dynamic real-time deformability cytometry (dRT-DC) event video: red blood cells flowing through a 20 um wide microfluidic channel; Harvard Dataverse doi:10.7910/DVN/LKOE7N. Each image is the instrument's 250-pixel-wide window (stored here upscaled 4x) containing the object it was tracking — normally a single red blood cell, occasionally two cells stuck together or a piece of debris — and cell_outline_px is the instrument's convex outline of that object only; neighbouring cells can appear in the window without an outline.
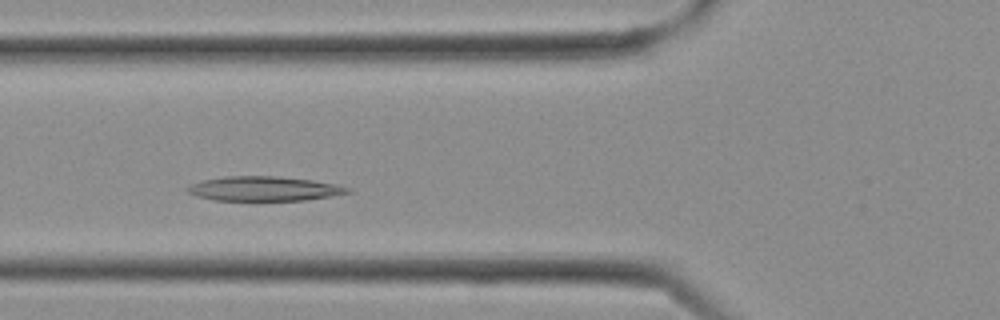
{"species": "Egyptian fruit bat (a non-hibernating species)", "species_latin": "Rousettus aegyptiacus", "temperature_condition": "cold", "stored_images_in_passage": 25, "camera_frame_rate_fps": 3000, "um_per_image_px": 0.085, "frame": {"image": 1, "passage_image": 6, "time_ms": 1.667, "image_size_px": [1000, 320], "cell_outline_px": [[352, 192], [304, 200], [216, 200], [196, 196], [188, 192], [184, 188], [200, 180], [224, 176], [276, 176], [312, 180], [336, 184], [352, 188]], "centroid_in_image_um": [22.42, 16.03], "position_along_channel_um": 103.4, "area_um2": 22.83}}
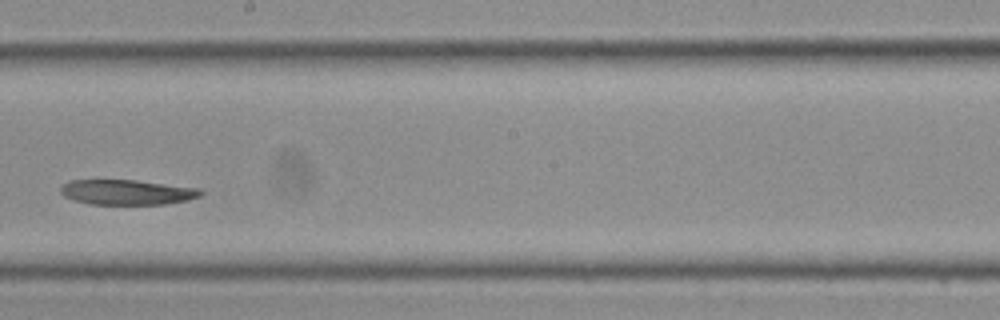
{"frame": {"image": 2, "passage_image": 12, "time_ms": 3.667, "image_size_px": [1000, 320], "cell_outline_px": [[204, 192], [200, 196], [188, 200], [164, 204], [92, 204], [76, 200], [64, 196], [60, 192], [60, 188], [64, 184], [72, 180], [136, 180], [200, 188]], "centroid_in_image_um": [10.84, 16.33], "position_along_channel_um": 237.4, "area_um2": 20.35}}
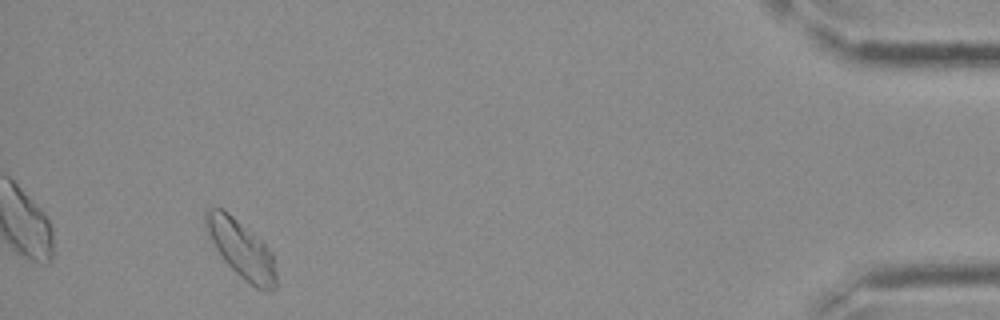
{"frame": {"image": 3, "passage_image": 23, "time_ms": 7.333, "image_size_px": [1000, 320], "cell_outline_px": [[276, 288], [272, 292], [268, 292], [256, 288], [244, 280], [224, 260], [208, 240], [204, 224], [204, 212], [208, 208], [220, 208], [228, 212], [252, 232], [272, 252], [276, 272]], "centroid_in_image_um": [20.48, 21.18], "position_along_channel_um": 414.7, "area_um2": 23.93}}